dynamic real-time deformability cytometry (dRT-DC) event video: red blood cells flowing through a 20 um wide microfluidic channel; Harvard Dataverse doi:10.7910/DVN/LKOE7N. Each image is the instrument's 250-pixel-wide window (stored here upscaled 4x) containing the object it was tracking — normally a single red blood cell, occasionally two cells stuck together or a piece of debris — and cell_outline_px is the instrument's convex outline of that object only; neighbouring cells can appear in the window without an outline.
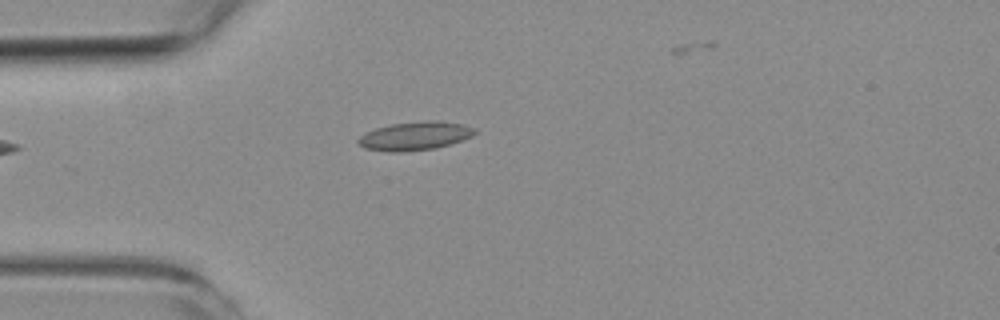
{"species": "common noctule bat (a hibernating species)", "species_latin": "Nyctalus noctula", "temperature_condition": "room temperature", "stored_images_in_passage": 5, "camera_frame_rate_fps": 3000, "um_per_image_px": 0.085, "animal": {"sex": "female", "body_mass_g": 19.3, "forearm_length_mm": 54.1}, "frame": {"image": 1, "passage_image": 5, "time_ms": 4.667, "image_size_px": [1000, 320], "cell_outline_px": [[476, 132], [472, 136], [436, 148], [404, 152], [388, 152], [364, 148], [356, 140], [360, 136], [376, 128], [392, 124], [432, 120], [436, 120], [460, 124], [476, 128]], "centroid_in_image_um": [35.26, 11.56], "position_along_channel_um": 49.7, "area_um2": 19.13}}